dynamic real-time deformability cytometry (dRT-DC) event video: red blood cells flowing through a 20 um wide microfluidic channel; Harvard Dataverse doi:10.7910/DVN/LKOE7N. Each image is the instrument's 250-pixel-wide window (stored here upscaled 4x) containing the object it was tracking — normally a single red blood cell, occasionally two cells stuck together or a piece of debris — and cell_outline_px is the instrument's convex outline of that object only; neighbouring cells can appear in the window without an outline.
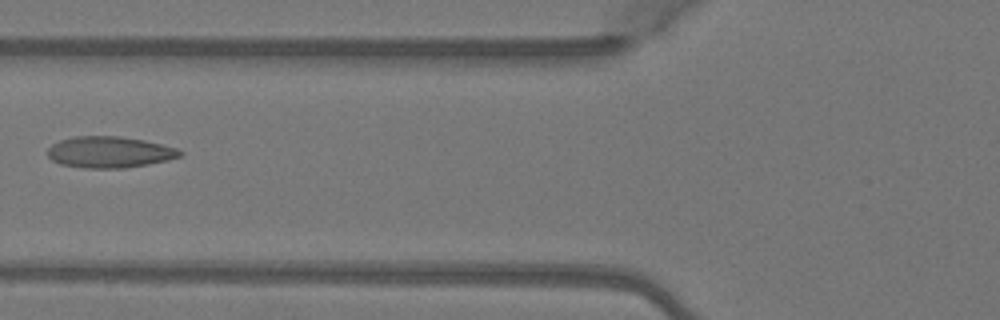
{"species": "Egyptian fruit bat (a non-hibernating species)", "species_latin": "Rousettus aegyptiacus", "temperature_condition": "warm", "stored_images_in_passage": 4, "camera_frame_rate_fps": 3000, "um_per_image_px": 0.085, "animal": {"sex": "female"}, "frame": {"image": 1, "passage_image": 4, "time_ms": 1.0, "image_size_px": [1000, 320], "cell_outline_px": [[184, 152], [180, 156], [168, 160], [148, 164], [124, 168], [84, 168], [60, 164], [52, 160], [48, 156], [48, 148], [52, 144], [60, 140], [72, 136], [120, 136], [144, 140], [176, 148]], "centroid_in_image_um": [9.29, 12.93], "position_along_channel_um": 116.5, "area_um2": 24.16}}